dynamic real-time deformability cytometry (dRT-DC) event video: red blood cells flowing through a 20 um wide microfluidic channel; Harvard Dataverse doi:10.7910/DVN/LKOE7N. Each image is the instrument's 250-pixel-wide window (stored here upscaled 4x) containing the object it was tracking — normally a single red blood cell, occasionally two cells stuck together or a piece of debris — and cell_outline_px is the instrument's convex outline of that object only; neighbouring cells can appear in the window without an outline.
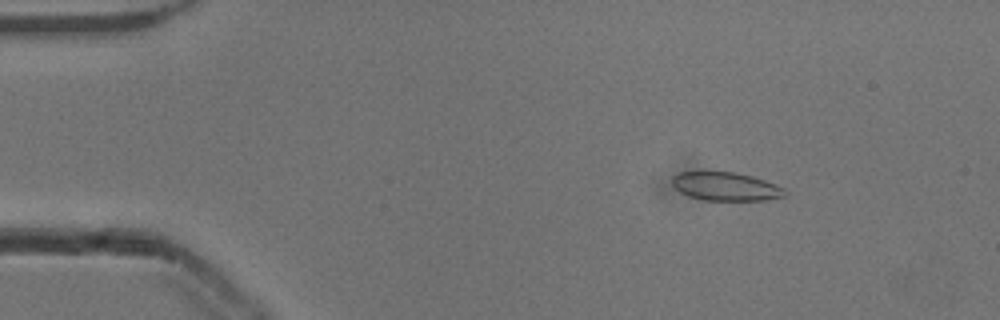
{"species": "common noctule bat (a hibernating species)", "species_latin": "Nyctalus noctula", "temperature_condition": "cold", "stored_images_in_passage": 53, "camera_frame_rate_fps": 3000, "um_per_image_px": 0.085, "animal": {"sex": "male", "body_mass_g": 13.3}, "frame": {"image": 1, "passage_image": 8, "time_ms": 2.333, "image_size_px": [1000, 320], "cell_outline_px": [[788, 196], [768, 200], [704, 200], [688, 196], [680, 192], [672, 184], [672, 176], [676, 172], [736, 172], [752, 176], [764, 180], [784, 188], [788, 192]], "centroid_in_image_um": [61.71, 15.85], "position_along_channel_um": 23.3, "area_um2": 18.84}}
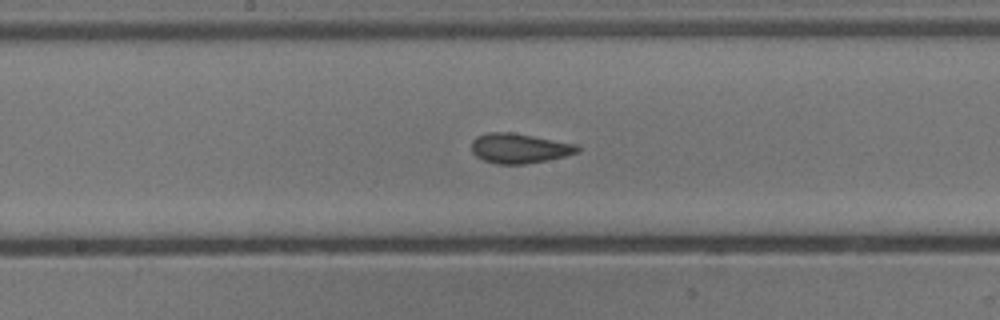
{"frame": {"image": 2, "passage_image": 28, "time_ms": 9.0, "image_size_px": [1000, 320], "cell_outline_px": [[580, 152], [564, 156], [524, 164], [496, 164], [484, 160], [476, 156], [472, 152], [472, 140], [476, 136], [488, 132], [512, 132], [576, 144], [580, 148]], "centroid_in_image_um": [44.12, 12.6], "position_along_channel_um": 204.1, "area_um2": 18.32}}
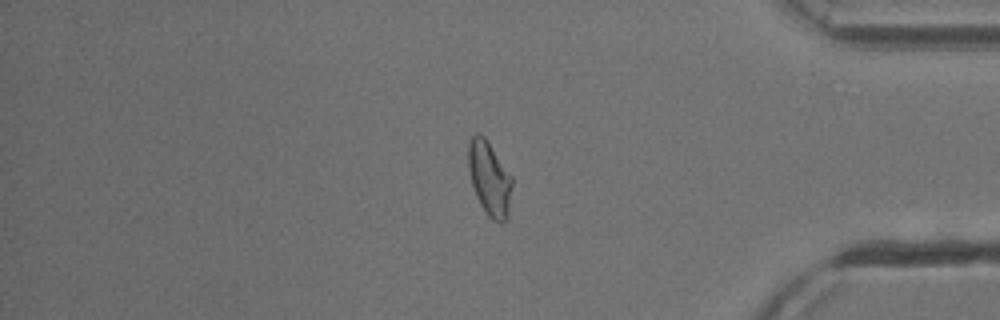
{"frame": {"image": 3, "passage_image": 45, "time_ms": 14.667, "image_size_px": [1000, 320], "cell_outline_px": [[512, 184], [508, 220], [492, 220], [488, 216], [480, 204], [476, 196], [472, 184], [468, 168], [468, 144], [472, 136], [476, 132], [480, 132], [484, 136], [512, 176]], "centroid_in_image_um": [41.6, 15.15], "position_along_channel_um": 393.6, "area_um2": 18.9}, "authors_computed_cell_mechanics": {"area_um2": 18.785, "velocity_mm_per_s": 3.8459, "shape_relaxation_time_tau1_ms": 4.9384, "shape_relaxation_time_tau2_ms": 0.7074, "deformation_change_tau1": 0.1349, "deformation_change_tau2": 0.0793}}